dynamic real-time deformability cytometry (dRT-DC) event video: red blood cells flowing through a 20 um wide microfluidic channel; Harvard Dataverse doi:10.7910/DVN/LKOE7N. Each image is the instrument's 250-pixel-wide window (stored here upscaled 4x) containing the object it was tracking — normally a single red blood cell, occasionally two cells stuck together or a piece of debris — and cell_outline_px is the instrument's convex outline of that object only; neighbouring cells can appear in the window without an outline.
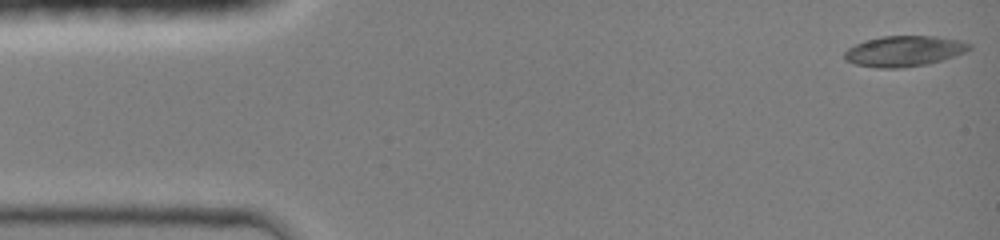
{"species": "common noctule bat (a hibernating species)", "species_latin": "Nyctalus noctula", "temperature_condition": "room temperature", "stored_images_in_passage": 38, "camera_frame_rate_fps": 3000, "um_per_image_px": 0.085, "animal": {"sex": "female", "body_mass_g": 19.0, "forearm_length_mm": 51.5}, "frame": {"image": 1, "passage_image": 1, "time_ms": 0.0, "image_size_px": [1000, 240], "cell_outline_px": [[972, 48], [964, 52], [928, 64], [900, 68], [876, 68], [856, 64], [844, 60], [844, 52], [848, 48], [856, 44], [880, 36], [936, 36], [960, 40], [972, 44]], "centroid_in_image_um": [76.84, 4.34], "position_along_channel_um": 8.2, "area_um2": 22.2}}
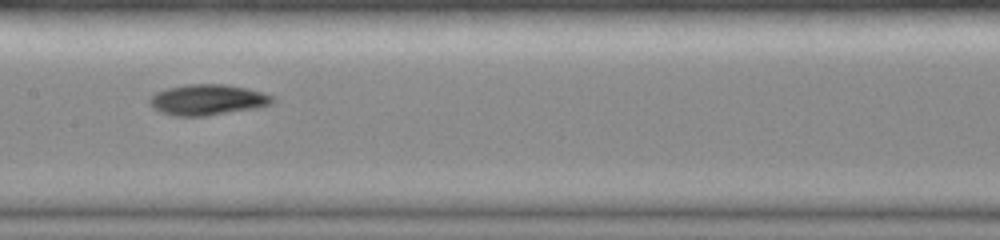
{"frame": {"image": 2, "passage_image": 17, "time_ms": 7.0, "image_size_px": [1000, 240], "cell_outline_px": [[276, 100], [272, 104], [256, 108], [204, 116], [176, 116], [160, 112], [152, 108], [148, 100], [156, 92], [168, 88], [188, 84], [224, 84], [244, 88], [260, 92], [272, 96]], "centroid_in_image_um": [17.62, 8.49], "position_along_channel_um": 189.8, "area_um2": 21.85}}
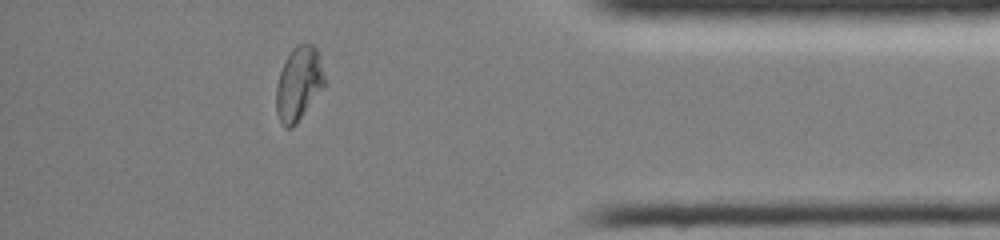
{"frame": {"image": 3, "passage_image": 33, "time_ms": 12.667, "image_size_px": [1000, 240], "cell_outline_px": [[324, 84], [296, 124], [292, 128], [284, 128], [276, 112], [276, 84], [280, 72], [292, 48], [296, 44], [312, 44], [316, 48], [320, 56], [324, 76]], "centroid_in_image_um": [25.36, 7.1], "position_along_channel_um": 409.8, "area_um2": 20.4}, "authors_computed_cell_mechanics": {"area_um2": 20.9814, "velocity_mm_per_s": 4.249, "shape_relaxation_time_tau1_ms": 7.336, "shape_relaxation_time_tau2_ms": 4.2405, "deformation_change_tau1": 0.2208, "deformation_change_tau2": 0.0676}}